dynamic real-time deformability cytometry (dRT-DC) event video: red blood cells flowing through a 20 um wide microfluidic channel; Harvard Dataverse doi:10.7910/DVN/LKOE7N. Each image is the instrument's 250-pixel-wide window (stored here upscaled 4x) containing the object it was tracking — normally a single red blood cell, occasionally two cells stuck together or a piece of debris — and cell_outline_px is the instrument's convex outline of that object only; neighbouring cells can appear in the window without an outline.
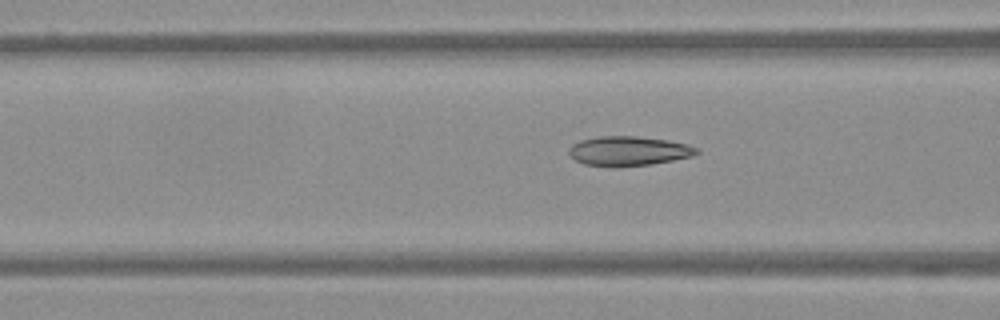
{"species": "Egyptian fruit bat (a non-hibernating species)", "species_latin": "Rousettus aegyptiacus", "temperature_condition": "warm", "stored_images_in_passage": 33, "camera_frame_rate_fps": 3000, "um_per_image_px": 0.085, "frame": {"image": 1, "passage_image": 11, "time_ms": 3.333, "image_size_px": [1000, 320], "cell_outline_px": [[700, 152], [692, 156], [652, 164], [620, 168], [584, 164], [576, 160], [568, 152], [568, 148], [572, 144], [580, 140], [600, 136], [636, 136], [668, 140], [688, 144], [700, 148]], "centroid_in_image_um": [53.44, 12.84], "position_along_channel_um": 113.2, "area_um2": 22.25}}
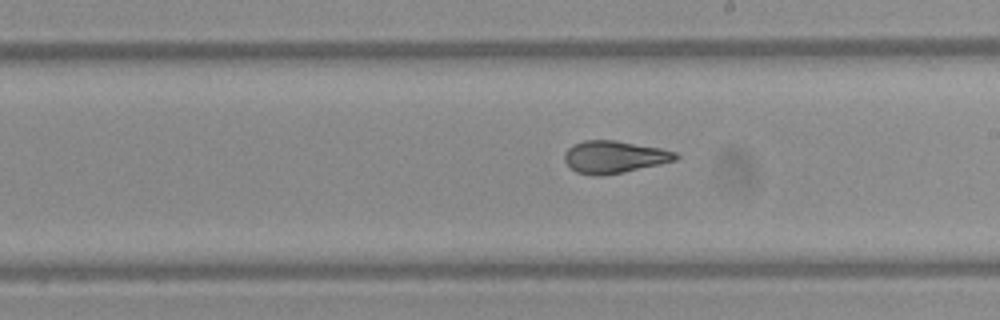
{"frame": {"image": 2, "passage_image": 21, "time_ms": 6.667, "image_size_px": [1000, 320], "cell_outline_px": [[680, 156], [676, 160], [660, 164], [624, 172], [596, 176], [576, 172], [568, 168], [564, 160], [564, 152], [572, 144], [584, 140], [616, 140], [660, 148], [676, 152]], "centroid_in_image_um": [52.17, 13.34], "position_along_channel_um": 236.8, "area_um2": 21.1}}
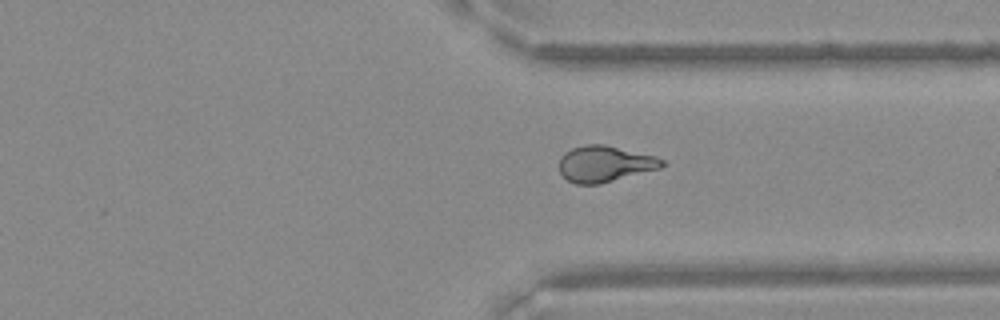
{"frame": {"image": 3, "passage_image": 31, "time_ms": 10.0, "image_size_px": [1000, 320], "cell_outline_px": [[668, 164], [660, 168], [600, 184], [576, 184], [568, 180], [560, 172], [560, 156], [564, 152], [572, 148], [584, 144], [604, 144], [656, 156], [664, 160]], "centroid_in_image_um": [51.42, 13.92], "position_along_channel_um": 360.0, "area_um2": 21.73}}